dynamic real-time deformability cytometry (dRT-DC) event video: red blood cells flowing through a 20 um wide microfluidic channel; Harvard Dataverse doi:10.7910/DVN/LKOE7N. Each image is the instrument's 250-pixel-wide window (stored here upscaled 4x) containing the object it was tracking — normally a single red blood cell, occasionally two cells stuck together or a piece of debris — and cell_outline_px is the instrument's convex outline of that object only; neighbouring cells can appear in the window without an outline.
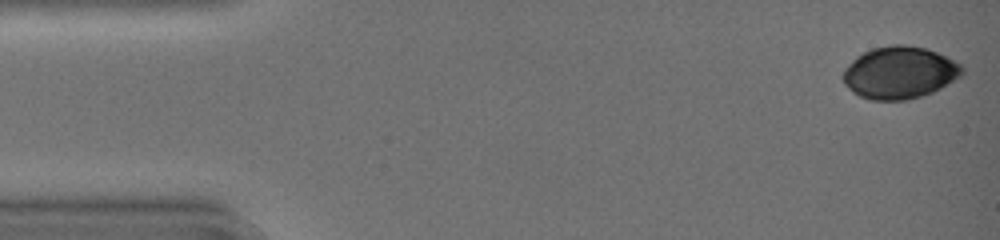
{"species": "common noctule bat (a hibernating species)", "species_latin": "Nyctalus noctula", "temperature_condition": "warm", "stored_images_in_passage": 28, "camera_frame_rate_fps": 3000, "um_per_image_px": 0.085, "animal": {"sex": "female", "body_mass_g": 19.0, "forearm_length_mm": 51.5}, "frame": {"image": 1, "passage_image": 1, "time_ms": 0.0, "image_size_px": [1000, 240], "cell_outline_px": [[964, 72], [960, 76], [940, 88], [932, 92], [920, 96], [904, 100], [872, 100], [860, 96], [852, 92], [844, 84], [840, 76], [844, 68], [856, 56], [872, 48], [892, 44], [904, 44], [924, 48], [936, 52], [960, 64], [964, 68]], "centroid_in_image_um": [76.41, 6.17], "position_along_channel_um": 8.6, "area_um2": 36.24}}
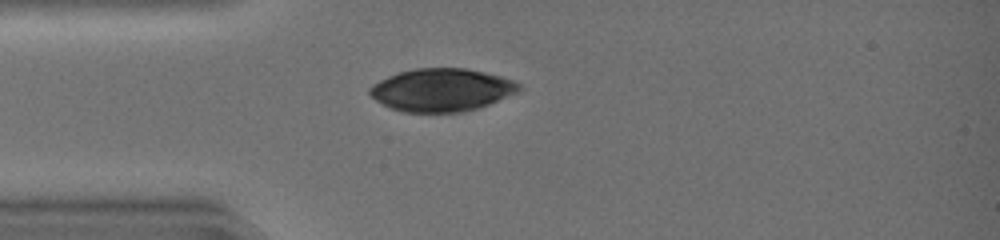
{"frame": {"image": 2, "passage_image": 12, "time_ms": 3.667, "image_size_px": [1000, 240], "cell_outline_px": [[520, 92], [488, 104], [464, 112], [400, 112], [376, 100], [368, 92], [368, 88], [372, 84], [388, 76], [400, 72], [416, 68], [464, 68], [484, 72], [516, 80], [520, 84]], "centroid_in_image_um": [37.55, 7.64], "position_along_channel_um": 47.4, "area_um2": 37.22}}